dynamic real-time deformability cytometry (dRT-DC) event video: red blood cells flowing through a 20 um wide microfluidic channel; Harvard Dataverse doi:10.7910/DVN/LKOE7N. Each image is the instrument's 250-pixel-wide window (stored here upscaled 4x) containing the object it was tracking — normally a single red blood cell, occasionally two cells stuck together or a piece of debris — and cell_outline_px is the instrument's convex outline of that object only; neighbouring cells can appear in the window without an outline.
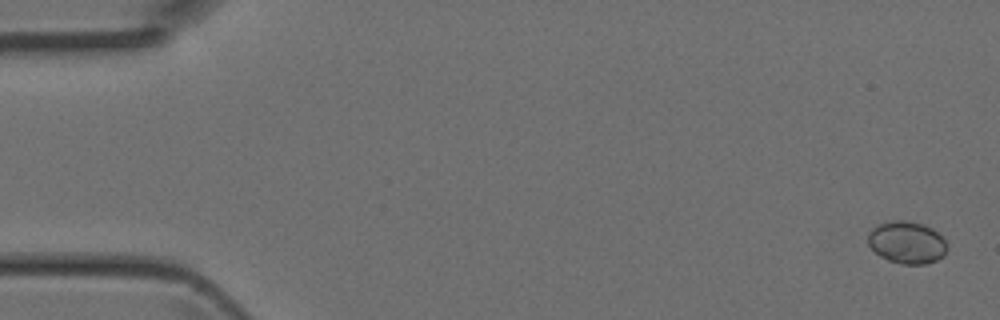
{"species": "Egyptian fruit bat (a non-hibernating species)", "species_latin": "Rousettus aegyptiacus", "temperature_condition": "room temperature", "stored_images_in_passage": 5, "camera_frame_rate_fps": 3000, "um_per_image_px": 0.085, "animal": {"sex": "female"}, "frame": {"image": 1, "passage_image": 1, "time_ms": 0.0, "image_size_px": [1000, 320], "cell_outline_px": [[948, 248], [944, 256], [936, 260], [924, 264], [900, 264], [888, 260], [880, 256], [868, 244], [868, 232], [872, 228], [888, 220], [908, 220], [924, 224], [932, 228], [944, 240]], "centroid_in_image_um": [77.08, 20.6], "position_along_channel_um": 7.9, "area_um2": 19.59}}
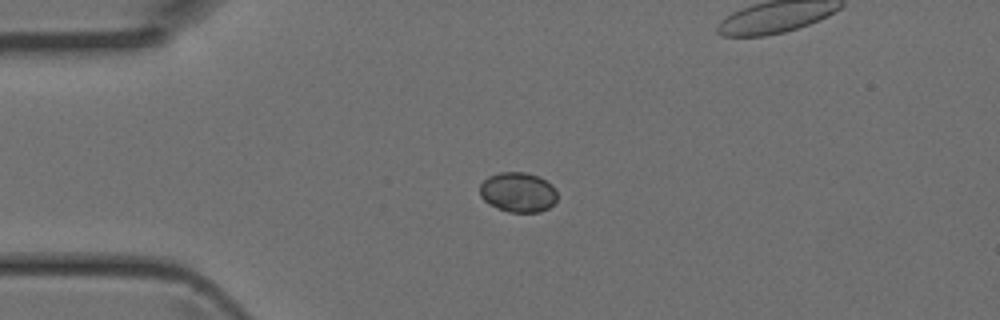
{"frame": {"image": 2, "passage_image": 3, "time_ms": 0.667, "image_size_px": [1000, 320], "cell_outline_px": [[556, 200], [548, 208], [540, 212], [508, 212], [496, 208], [488, 204], [480, 196], [480, 184], [488, 176], [500, 172], [528, 172], [540, 176], [552, 184], [556, 188]], "centroid_in_image_um": [44.03, 16.33], "position_along_channel_um": 41.0, "area_um2": 18.26}}
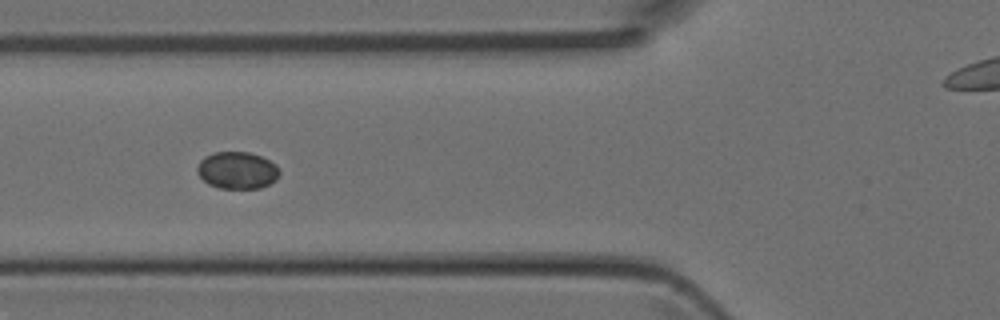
{"frame": {"image": 3, "passage_image": 5, "time_ms": 1.333, "image_size_px": [1000, 320], "cell_outline_px": [[280, 172], [276, 180], [260, 188], [220, 188], [208, 184], [196, 172], [196, 168], [200, 160], [204, 156], [212, 152], [248, 152], [260, 156], [276, 164]], "centroid_in_image_um": [20.14, 14.47], "position_along_channel_um": 105.7, "area_um2": 17.8}}